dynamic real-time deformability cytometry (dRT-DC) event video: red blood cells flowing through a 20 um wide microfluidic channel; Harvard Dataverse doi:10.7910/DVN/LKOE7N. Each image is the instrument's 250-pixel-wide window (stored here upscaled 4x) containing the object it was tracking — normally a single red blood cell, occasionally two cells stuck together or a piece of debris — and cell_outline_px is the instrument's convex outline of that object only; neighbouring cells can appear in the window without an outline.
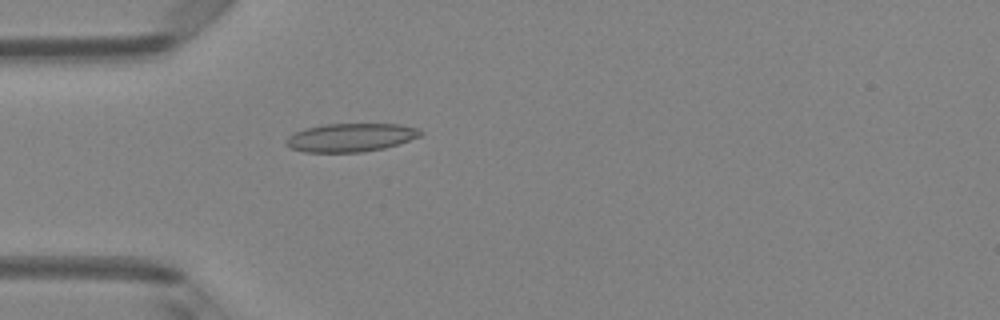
{"species": "Egyptian fruit bat (a non-hibernating species)", "species_latin": "Rousettus aegyptiacus", "temperature_condition": "room temperature", "stored_images_in_passage": 2, "camera_frame_rate_fps": 3000, "um_per_image_px": 0.085, "animal": {"sex": "female"}, "frame": {"image": 1, "passage_image": 2, "time_ms": 0.333, "image_size_px": [1000, 320], "cell_outline_px": [[424, 132], [420, 136], [384, 148], [360, 152], [304, 152], [292, 148], [288, 144], [288, 136], [304, 128], [324, 124], [400, 124], [420, 128]], "centroid_in_image_um": [29.85, 11.67], "position_along_channel_um": 55.2, "area_um2": 22.02}}